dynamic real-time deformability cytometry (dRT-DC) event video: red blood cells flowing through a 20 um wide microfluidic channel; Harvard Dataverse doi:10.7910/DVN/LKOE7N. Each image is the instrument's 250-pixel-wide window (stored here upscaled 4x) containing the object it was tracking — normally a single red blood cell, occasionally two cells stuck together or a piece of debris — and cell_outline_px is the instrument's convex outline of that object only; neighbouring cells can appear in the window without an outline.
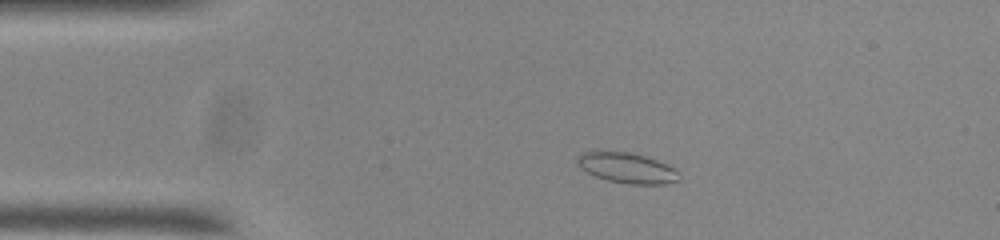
{"species": "common noctule bat (a hibernating species)", "species_latin": "Nyctalus noctula", "temperature_condition": "room temperature", "stored_images_in_passage": 52, "camera_frame_rate_fps": 3000, "um_per_image_px": 0.085, "animal": {"sex": "male", "body_mass_g": 20.0, "forearm_length_mm": 53.3}, "frame": {"image": 1, "passage_image": 8, "time_ms": 2.333, "image_size_px": [1000, 240], "cell_outline_px": [[680, 180], [664, 184], [628, 184], [608, 180], [596, 176], [580, 168], [576, 164], [576, 156], [580, 152], [628, 152], [644, 156], [656, 160], [680, 172]], "centroid_in_image_um": [53.27, 14.28], "position_along_channel_um": 31.7, "area_um2": 17.86}}
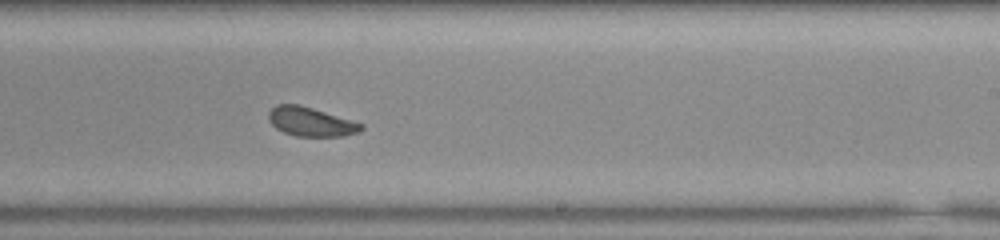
{"frame": {"image": 2, "passage_image": 30, "time_ms": 9.667, "image_size_px": [1000, 240], "cell_outline_px": [[364, 128], [360, 132], [344, 136], [296, 136], [284, 132], [276, 128], [268, 120], [268, 112], [276, 104], [300, 104], [364, 124]], "centroid_in_image_um": [26.42, 10.35], "position_along_channel_um": 262.6, "area_um2": 15.72}}
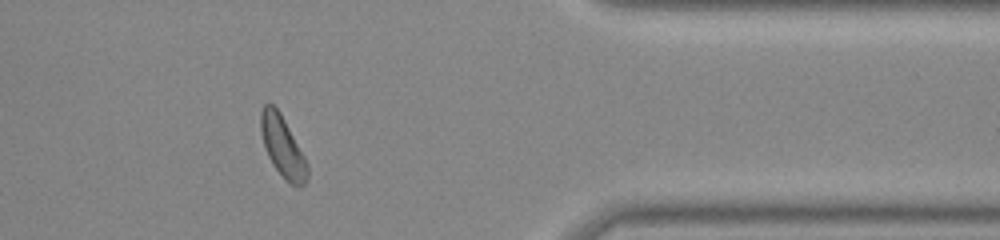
{"frame": {"image": 3, "passage_image": 42, "time_ms": 13.667, "image_size_px": [1000, 240], "cell_outline_px": [[308, 180], [300, 188], [296, 188], [272, 164], [268, 156], [260, 132], [260, 112], [264, 104], [268, 100], [280, 112], [304, 156], [308, 164]], "centroid_in_image_um": [24.02, 12.44], "position_along_channel_um": 387.4, "area_um2": 16.42}, "authors_computed_cell_mechanics": {"area_um2": 16.4152, "velocity_mm_per_s": 3.6999, "shape_relaxation_time_tau1_ms": 2.3148, "shape_relaxation_time_tau2_ms": 1.3324, "deformation_change_tau1": 0.0767, "deformation_change_tau2": 0.0747}}